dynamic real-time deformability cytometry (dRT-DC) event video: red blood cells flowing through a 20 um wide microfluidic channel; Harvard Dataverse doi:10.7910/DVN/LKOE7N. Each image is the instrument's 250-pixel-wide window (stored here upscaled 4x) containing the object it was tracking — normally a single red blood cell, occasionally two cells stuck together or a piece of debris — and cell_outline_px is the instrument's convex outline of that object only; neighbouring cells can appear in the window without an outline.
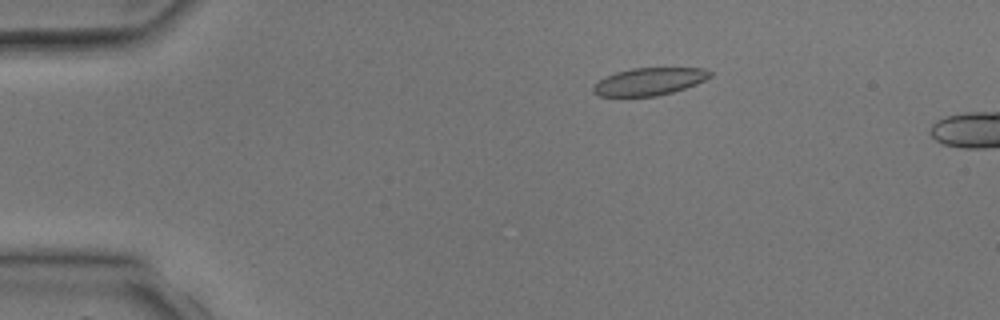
{"species": "common noctule bat (a hibernating species)", "species_latin": "Nyctalus noctula", "temperature_condition": "room temperature", "stored_images_in_passage": 3, "camera_frame_rate_fps": 3000, "um_per_image_px": 0.085, "animal": {"sex": "male", "body_mass_g": 17.9, "forearm_length_mm": 54.2}, "frame": {"image": 1, "passage_image": 1, "time_ms": 0.0, "image_size_px": [1000, 320], "cell_outline_px": [[712, 76], [696, 84], [672, 92], [656, 96], [600, 96], [592, 92], [592, 88], [600, 80], [616, 72], [632, 68], [704, 68], [712, 72]], "centroid_in_image_um": [55.2, 6.92], "position_along_channel_um": 29.8, "area_um2": 18.5}}